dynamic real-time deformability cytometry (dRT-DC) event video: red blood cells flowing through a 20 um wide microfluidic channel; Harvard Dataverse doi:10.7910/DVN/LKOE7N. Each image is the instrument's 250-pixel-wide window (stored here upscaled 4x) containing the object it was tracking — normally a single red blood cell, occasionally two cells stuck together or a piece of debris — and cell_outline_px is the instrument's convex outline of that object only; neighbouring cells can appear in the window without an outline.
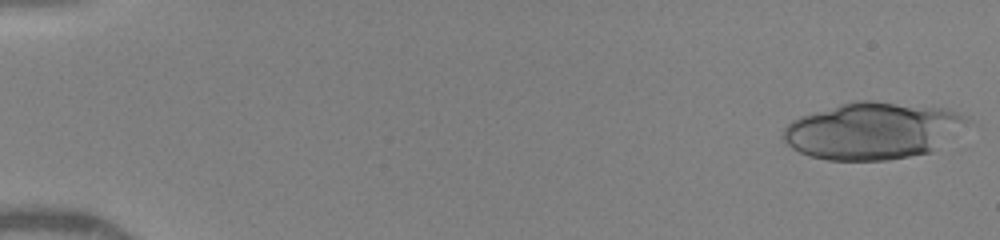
{"species": "human", "species_latin": "Homo sapiens", "temperature_condition": "warm", "stored_images_in_passage": 31, "camera_frame_rate_fps": 3000, "um_per_image_px": 0.085, "donor": {"sex": "female"}, "frame": {"image": 1, "passage_image": 1, "time_ms": 0.0, "image_size_px": [1000, 240], "cell_outline_px": [[972, 120], [932, 152], [888, 160], [828, 160], [808, 156], [792, 148], [780, 136], [784, 128], [792, 120], [800, 116], [852, 100], [872, 100], [944, 108], [968, 116]], "centroid_in_image_um": [74.15, 11.1], "position_along_channel_um": 10.8, "area_um2": 61.21}}